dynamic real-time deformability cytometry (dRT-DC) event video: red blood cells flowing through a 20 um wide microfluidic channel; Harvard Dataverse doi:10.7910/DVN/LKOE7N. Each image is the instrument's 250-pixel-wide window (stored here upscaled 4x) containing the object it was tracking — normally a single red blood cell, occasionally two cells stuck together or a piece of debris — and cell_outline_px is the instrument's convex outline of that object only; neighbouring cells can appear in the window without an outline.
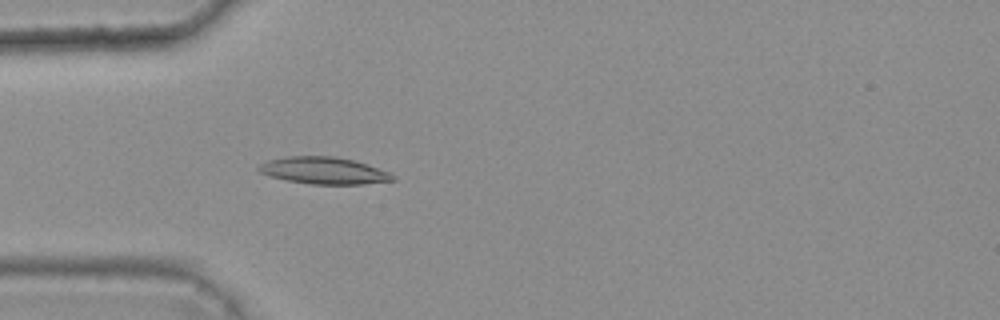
{"species": "common noctule bat (a hibernating species)", "species_latin": "Nyctalus noctula", "temperature_condition": "warm", "stored_images_in_passage": 4, "camera_frame_rate_fps": 3000, "um_per_image_px": 0.085, "animal": {"sex": "female", "body_mass_g": 25.1}, "frame": {"image": 1, "passage_image": 4, "time_ms": 1.0, "image_size_px": [1000, 320], "cell_outline_px": [[396, 180], [364, 184], [312, 184], [288, 180], [272, 176], [260, 172], [256, 168], [260, 164], [268, 160], [288, 156], [332, 156], [356, 160], [368, 164], [388, 172], [396, 176]], "centroid_in_image_um": [27.56, 14.49], "position_along_channel_um": 57.4, "area_um2": 20.98}}